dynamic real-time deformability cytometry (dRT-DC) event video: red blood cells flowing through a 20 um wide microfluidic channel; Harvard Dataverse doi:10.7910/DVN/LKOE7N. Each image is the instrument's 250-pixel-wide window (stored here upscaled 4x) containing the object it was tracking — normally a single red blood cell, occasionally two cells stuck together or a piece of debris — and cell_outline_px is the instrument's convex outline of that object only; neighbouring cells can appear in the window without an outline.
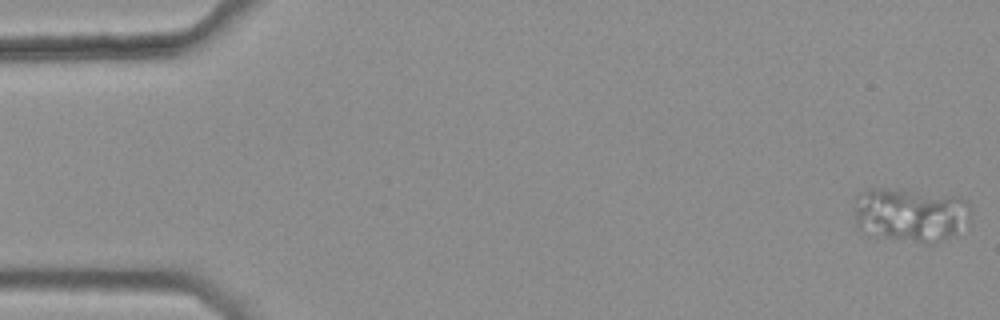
{"species": "common noctule bat (a hibernating species)", "species_latin": "Nyctalus noctula", "temperature_condition": "warm", "stored_images_in_passage": 45, "camera_frame_rate_fps": 3000, "um_per_image_px": 0.085, "animal": {"sex": "female", "body_mass_g": 25.1}, "frame": {"image": 1, "passage_image": 1, "time_ms": 0.0, "image_size_px": [1000, 320], "cell_outline_px": [[972, 212], [968, 220], [952, 236], [936, 244], [924, 244], [880, 236], [856, 228], [856, 208], [860, 192], [868, 188], [904, 188], [960, 196], [968, 200]], "centroid_in_image_um": [77.46, 18.22], "position_along_channel_um": 7.5, "area_um2": 37.28}}
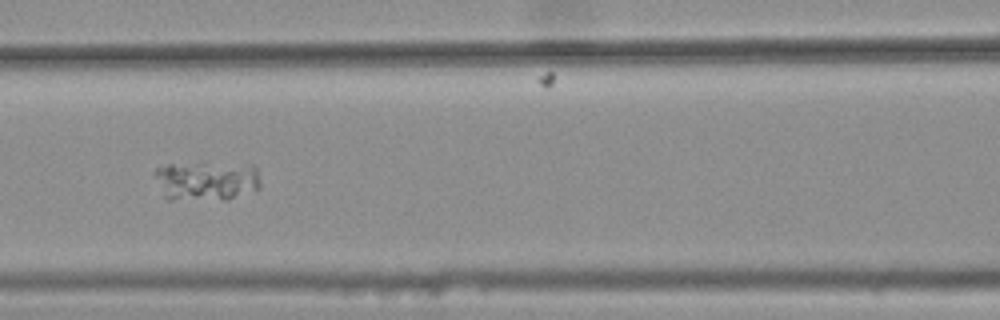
{"frame": {"image": 2, "passage_image": 23, "time_ms": 7.333, "image_size_px": [1000, 320], "cell_outline_px": [[260, 188], [228, 200], [168, 200], [164, 196], [152, 172], [156, 168], [168, 164], [256, 164], [260, 184]], "centroid_in_image_um": [17.55, 15.39], "position_along_channel_um": 149.0, "area_um2": 24.62}}
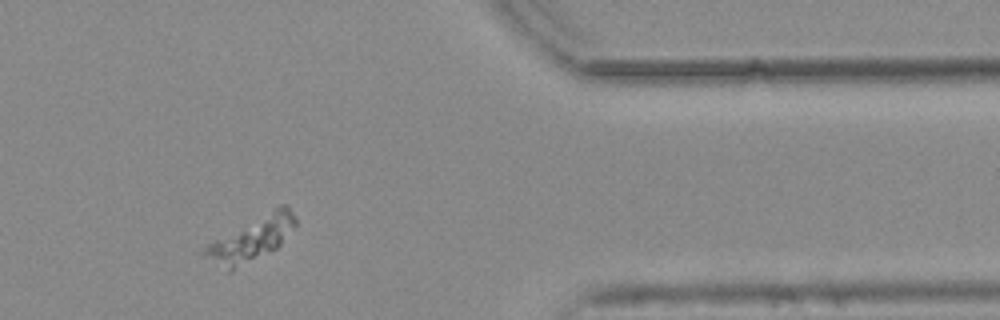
{"frame": {"image": 3, "passage_image": 44, "time_ms": 14.333, "image_size_px": [1000, 320], "cell_outline_px": [[296, 224], [280, 244], [276, 248], [228, 272], [200, 256], [200, 252], [212, 240], [280, 204], [288, 204], [296, 220]], "centroid_in_image_um": [21.31, 20.3], "position_along_channel_um": 390.1, "area_um2": 23.29}}